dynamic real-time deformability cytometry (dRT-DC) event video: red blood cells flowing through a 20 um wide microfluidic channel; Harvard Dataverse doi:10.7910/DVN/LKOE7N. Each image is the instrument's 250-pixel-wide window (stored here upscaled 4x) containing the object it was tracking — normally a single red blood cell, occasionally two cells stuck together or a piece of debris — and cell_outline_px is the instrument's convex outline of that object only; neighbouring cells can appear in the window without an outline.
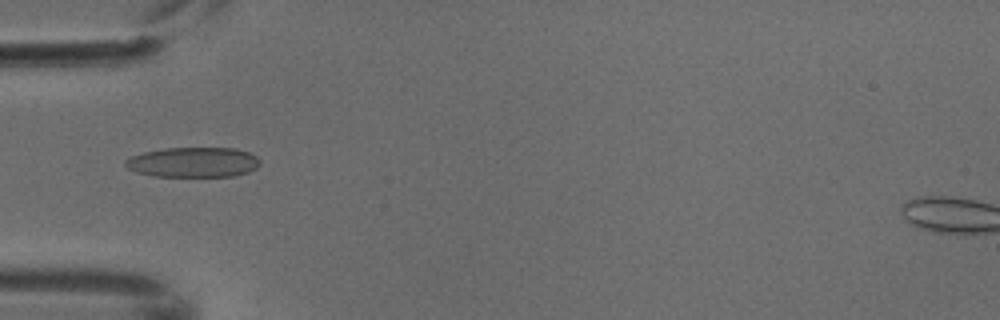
{"species": "common noctule bat (a hibernating species)", "species_latin": "Nyctalus noctula", "temperature_condition": "cold", "stored_images_in_passage": 1, "camera_frame_rate_fps": 3000, "um_per_image_px": 0.085, "animal": {"sex": "male", "body_mass_g": 18.8}, "frame": {"image": 1, "passage_image": 1, "time_ms": 0.0, "image_size_px": [1000, 320], "cell_outline_px": [[260, 164], [256, 168], [248, 172], [236, 176], [152, 176], [136, 172], [128, 168], [124, 164], [124, 160], [132, 156], [144, 152], [164, 148], [236, 148], [248, 152], [256, 156], [260, 160]], "centroid_in_image_um": [16.43, 13.79], "position_along_channel_um": 68.6, "area_um2": 23.64}}